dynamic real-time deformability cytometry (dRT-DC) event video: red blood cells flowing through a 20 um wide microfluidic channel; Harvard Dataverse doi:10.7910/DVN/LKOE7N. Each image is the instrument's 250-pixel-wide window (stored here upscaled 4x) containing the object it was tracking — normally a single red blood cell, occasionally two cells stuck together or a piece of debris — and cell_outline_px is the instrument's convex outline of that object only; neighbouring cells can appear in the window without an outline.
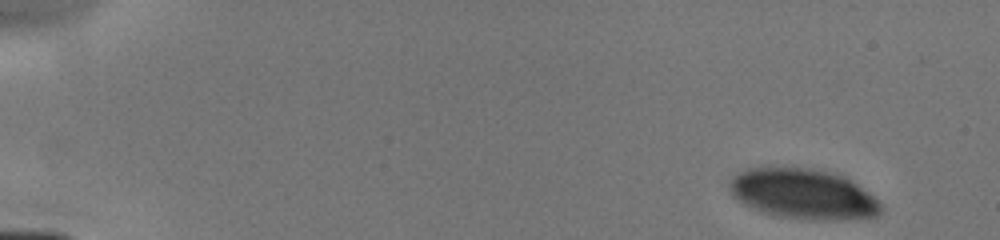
{"species": "human", "species_latin": "Homo sapiens", "temperature_condition": "cold", "stored_images_in_passage": 7, "camera_frame_rate_fps": 3000, "um_per_image_px": 0.085, "donor": {"sex": "male"}, "frame": {"image": 1, "passage_image": 1, "time_ms": 0.0, "image_size_px": [1000, 240], "cell_outline_px": [[884, 208], [876, 216], [864, 220], [808, 220], [780, 216], [760, 212], [744, 204], [732, 196], [728, 188], [728, 180], [732, 176], [748, 168], [760, 164], [812, 168], [836, 172], [852, 180], [868, 192]], "centroid_in_image_um": [68.24, 16.46], "position_along_channel_um": 16.8, "area_um2": 45.89}}
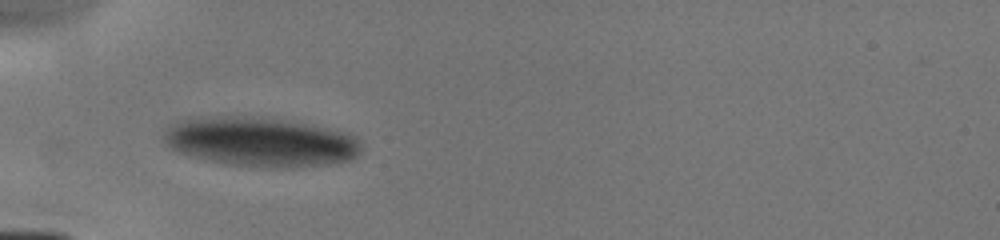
{"frame": {"image": 2, "passage_image": 6, "time_ms": 4.333, "image_size_px": [1000, 240], "cell_outline_px": [[360, 152], [356, 156], [348, 160], [332, 164], [232, 164], [212, 160], [180, 152], [168, 148], [164, 140], [164, 132], [176, 120], [188, 116], [260, 116], [292, 120], [336, 128], [348, 132], [356, 136], [360, 140]], "centroid_in_image_um": [22.14, 11.95], "position_along_channel_um": 62.9, "area_um2": 56.24}}